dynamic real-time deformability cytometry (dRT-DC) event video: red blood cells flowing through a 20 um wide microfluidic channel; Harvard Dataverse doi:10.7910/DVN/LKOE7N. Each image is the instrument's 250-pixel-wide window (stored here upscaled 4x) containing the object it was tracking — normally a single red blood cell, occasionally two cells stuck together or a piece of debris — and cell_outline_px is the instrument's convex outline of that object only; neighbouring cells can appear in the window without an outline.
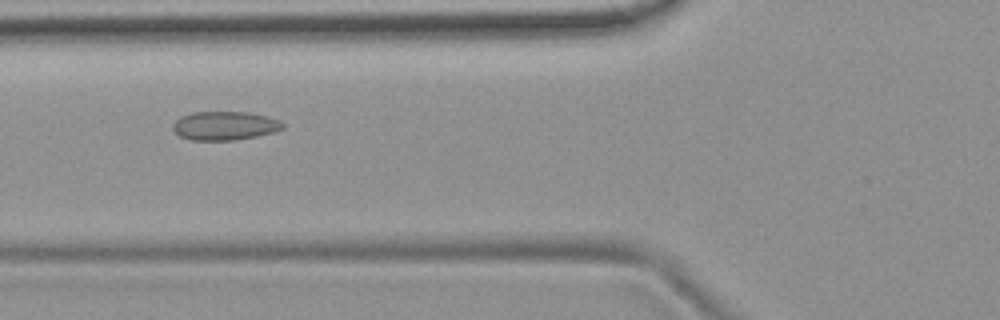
{"species": "common noctule bat (a hibernating species)", "species_latin": "Nyctalus noctula", "temperature_condition": "room temperature", "stored_images_in_passage": 51, "camera_frame_rate_fps": 3000, "um_per_image_px": 0.085, "animal": {"sex": "female", "body_mass_g": 19.9}, "frame": {"image": 1, "passage_image": 18, "time_ms": 5.667, "image_size_px": [1000, 320], "cell_outline_px": [[284, 128], [272, 132], [256, 136], [236, 140], [192, 140], [180, 136], [172, 128], [172, 124], [180, 116], [192, 112], [248, 112], [280, 120], [284, 124]], "centroid_in_image_um": [19.08, 10.68], "position_along_channel_um": 106.7, "area_um2": 18.32}}
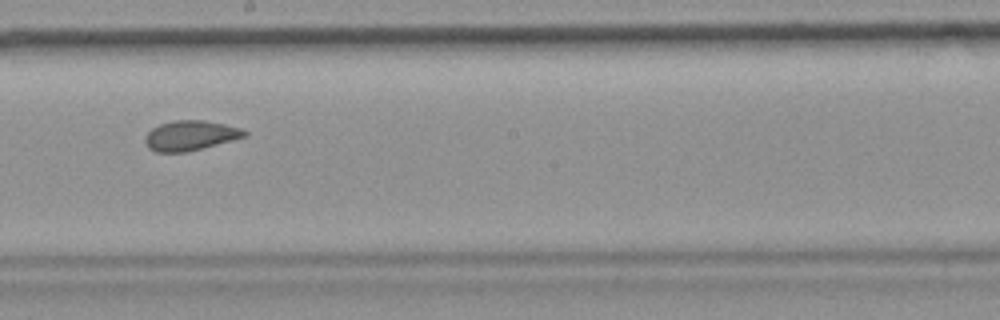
{"frame": {"image": 2, "passage_image": 28, "time_ms": 9.0, "image_size_px": [1000, 320], "cell_outline_px": [[248, 136], [184, 152], [156, 152], [148, 148], [144, 140], [144, 136], [152, 128], [160, 124], [172, 120], [204, 120], [224, 124], [240, 128], [248, 132]], "centroid_in_image_um": [16.15, 11.51], "position_along_channel_um": 232.0, "area_um2": 17.22}}
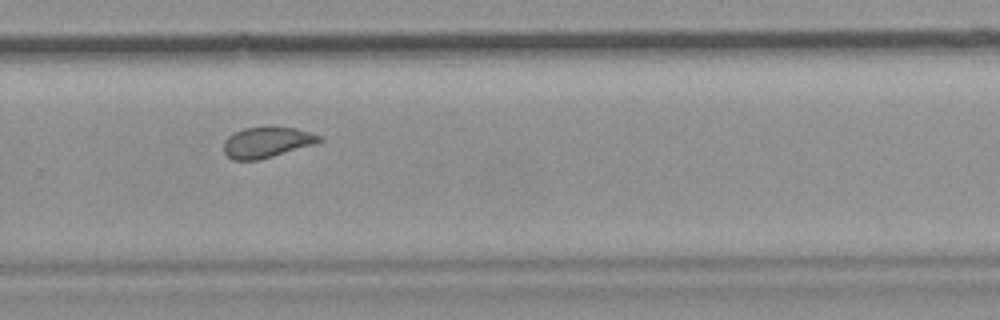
{"frame": {"image": 3, "passage_image": 34, "time_ms": 11.0, "image_size_px": [1000, 320], "cell_outline_px": [[324, 140], [316, 144], [260, 160], [232, 160], [224, 152], [224, 140], [228, 136], [244, 128], [296, 128], [320, 136]], "centroid_in_image_um": [22.68, 12.12], "position_along_channel_um": 307.1, "area_um2": 16.88}, "authors_computed_cell_mechanics": {"area_um2": 18.207, "velocity_mm_per_s": 3.7687, "shape_relaxation_time_tau1_ms": null, "shape_relaxation_time_tau2_ms": 1.0138, "deformation_change_tau1": null, "deformation_change_tau2": 0.0641}}